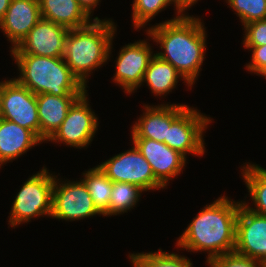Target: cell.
I'll return each mask as SVG.
<instances>
[{
	"label": "cell",
	"instance_id": "1",
	"mask_svg": "<svg viewBox=\"0 0 266 267\" xmlns=\"http://www.w3.org/2000/svg\"><path fill=\"white\" fill-rule=\"evenodd\" d=\"M199 17H173L146 31L153 42L160 44L155 53L161 60L170 63L191 85L199 76L206 52V27Z\"/></svg>",
	"mask_w": 266,
	"mask_h": 267
},
{
	"label": "cell",
	"instance_id": "2",
	"mask_svg": "<svg viewBox=\"0 0 266 267\" xmlns=\"http://www.w3.org/2000/svg\"><path fill=\"white\" fill-rule=\"evenodd\" d=\"M241 203L224 195L207 204L178 238L177 247L188 252H208L206 263L217 256L234 252Z\"/></svg>",
	"mask_w": 266,
	"mask_h": 267
},
{
	"label": "cell",
	"instance_id": "3",
	"mask_svg": "<svg viewBox=\"0 0 266 267\" xmlns=\"http://www.w3.org/2000/svg\"><path fill=\"white\" fill-rule=\"evenodd\" d=\"M116 27L112 19H100L69 30L63 58L85 87L92 71L109 61Z\"/></svg>",
	"mask_w": 266,
	"mask_h": 267
},
{
	"label": "cell",
	"instance_id": "4",
	"mask_svg": "<svg viewBox=\"0 0 266 267\" xmlns=\"http://www.w3.org/2000/svg\"><path fill=\"white\" fill-rule=\"evenodd\" d=\"M20 75L14 78L33 94L81 97L86 87L72 73L63 57H42L33 54H11Z\"/></svg>",
	"mask_w": 266,
	"mask_h": 267
},
{
	"label": "cell",
	"instance_id": "5",
	"mask_svg": "<svg viewBox=\"0 0 266 267\" xmlns=\"http://www.w3.org/2000/svg\"><path fill=\"white\" fill-rule=\"evenodd\" d=\"M43 167L23 183L13 200L8 222L14 229L34 217H51L55 175Z\"/></svg>",
	"mask_w": 266,
	"mask_h": 267
},
{
	"label": "cell",
	"instance_id": "6",
	"mask_svg": "<svg viewBox=\"0 0 266 267\" xmlns=\"http://www.w3.org/2000/svg\"><path fill=\"white\" fill-rule=\"evenodd\" d=\"M98 167L112 182H126L143 191L161 190L165 187L155 178L152 167L133 144L130 150L119 153Z\"/></svg>",
	"mask_w": 266,
	"mask_h": 267
},
{
	"label": "cell",
	"instance_id": "7",
	"mask_svg": "<svg viewBox=\"0 0 266 267\" xmlns=\"http://www.w3.org/2000/svg\"><path fill=\"white\" fill-rule=\"evenodd\" d=\"M87 92L73 103L60 127L47 141L64 143L68 147L78 149L90 145L98 130L99 122L91 109Z\"/></svg>",
	"mask_w": 266,
	"mask_h": 267
},
{
	"label": "cell",
	"instance_id": "8",
	"mask_svg": "<svg viewBox=\"0 0 266 267\" xmlns=\"http://www.w3.org/2000/svg\"><path fill=\"white\" fill-rule=\"evenodd\" d=\"M213 120L194 107H187L170 125L167 139L164 143L180 152L187 158V154L202 156L205 153L203 139L207 126Z\"/></svg>",
	"mask_w": 266,
	"mask_h": 267
},
{
	"label": "cell",
	"instance_id": "9",
	"mask_svg": "<svg viewBox=\"0 0 266 267\" xmlns=\"http://www.w3.org/2000/svg\"><path fill=\"white\" fill-rule=\"evenodd\" d=\"M53 184L52 214L58 220L75 221L103 215L89 194L85 183L79 181H61L56 179ZM60 180V181H59Z\"/></svg>",
	"mask_w": 266,
	"mask_h": 267
},
{
	"label": "cell",
	"instance_id": "10",
	"mask_svg": "<svg viewBox=\"0 0 266 267\" xmlns=\"http://www.w3.org/2000/svg\"><path fill=\"white\" fill-rule=\"evenodd\" d=\"M0 118L29 129L40 138L36 94L14 78L1 81Z\"/></svg>",
	"mask_w": 266,
	"mask_h": 267
},
{
	"label": "cell",
	"instance_id": "11",
	"mask_svg": "<svg viewBox=\"0 0 266 267\" xmlns=\"http://www.w3.org/2000/svg\"><path fill=\"white\" fill-rule=\"evenodd\" d=\"M154 55L147 39L126 44L116 57L113 82L122 87L126 94L134 93L141 87L145 71Z\"/></svg>",
	"mask_w": 266,
	"mask_h": 267
},
{
	"label": "cell",
	"instance_id": "12",
	"mask_svg": "<svg viewBox=\"0 0 266 267\" xmlns=\"http://www.w3.org/2000/svg\"><path fill=\"white\" fill-rule=\"evenodd\" d=\"M69 29L41 18L11 54L63 57Z\"/></svg>",
	"mask_w": 266,
	"mask_h": 267
},
{
	"label": "cell",
	"instance_id": "13",
	"mask_svg": "<svg viewBox=\"0 0 266 267\" xmlns=\"http://www.w3.org/2000/svg\"><path fill=\"white\" fill-rule=\"evenodd\" d=\"M239 255L266 261V216L257 214L240 204L236 221V244Z\"/></svg>",
	"mask_w": 266,
	"mask_h": 267
},
{
	"label": "cell",
	"instance_id": "14",
	"mask_svg": "<svg viewBox=\"0 0 266 267\" xmlns=\"http://www.w3.org/2000/svg\"><path fill=\"white\" fill-rule=\"evenodd\" d=\"M133 144L152 167L155 178L166 188L169 180L180 175L186 157L165 143L148 138H132Z\"/></svg>",
	"mask_w": 266,
	"mask_h": 267
},
{
	"label": "cell",
	"instance_id": "15",
	"mask_svg": "<svg viewBox=\"0 0 266 267\" xmlns=\"http://www.w3.org/2000/svg\"><path fill=\"white\" fill-rule=\"evenodd\" d=\"M144 111L131 127V138H148L161 143L171 123L188 107L185 104L143 105Z\"/></svg>",
	"mask_w": 266,
	"mask_h": 267
},
{
	"label": "cell",
	"instance_id": "16",
	"mask_svg": "<svg viewBox=\"0 0 266 267\" xmlns=\"http://www.w3.org/2000/svg\"><path fill=\"white\" fill-rule=\"evenodd\" d=\"M41 19L39 0H11L0 29L14 49Z\"/></svg>",
	"mask_w": 266,
	"mask_h": 267
},
{
	"label": "cell",
	"instance_id": "17",
	"mask_svg": "<svg viewBox=\"0 0 266 267\" xmlns=\"http://www.w3.org/2000/svg\"><path fill=\"white\" fill-rule=\"evenodd\" d=\"M43 141L31 130L0 118V168Z\"/></svg>",
	"mask_w": 266,
	"mask_h": 267
},
{
	"label": "cell",
	"instance_id": "18",
	"mask_svg": "<svg viewBox=\"0 0 266 267\" xmlns=\"http://www.w3.org/2000/svg\"><path fill=\"white\" fill-rule=\"evenodd\" d=\"M41 18L52 21L69 30L89 25L99 17H91L79 5L78 0H39Z\"/></svg>",
	"mask_w": 266,
	"mask_h": 267
},
{
	"label": "cell",
	"instance_id": "19",
	"mask_svg": "<svg viewBox=\"0 0 266 267\" xmlns=\"http://www.w3.org/2000/svg\"><path fill=\"white\" fill-rule=\"evenodd\" d=\"M79 97H62L51 94L36 95L40 123V139L44 142L54 134L66 118L69 108Z\"/></svg>",
	"mask_w": 266,
	"mask_h": 267
},
{
	"label": "cell",
	"instance_id": "20",
	"mask_svg": "<svg viewBox=\"0 0 266 267\" xmlns=\"http://www.w3.org/2000/svg\"><path fill=\"white\" fill-rule=\"evenodd\" d=\"M178 79H183L187 87L192 86L180 75V73L168 62L161 60L157 55L150 60L145 71L143 83L151 90L155 96H166L172 92L178 83Z\"/></svg>",
	"mask_w": 266,
	"mask_h": 267
},
{
	"label": "cell",
	"instance_id": "21",
	"mask_svg": "<svg viewBox=\"0 0 266 267\" xmlns=\"http://www.w3.org/2000/svg\"><path fill=\"white\" fill-rule=\"evenodd\" d=\"M240 168L254 208L246 201L241 202L251 211L266 216V169L254 163L248 164V162Z\"/></svg>",
	"mask_w": 266,
	"mask_h": 267
},
{
	"label": "cell",
	"instance_id": "22",
	"mask_svg": "<svg viewBox=\"0 0 266 267\" xmlns=\"http://www.w3.org/2000/svg\"><path fill=\"white\" fill-rule=\"evenodd\" d=\"M84 177L81 179L94 202L97 209L103 214L109 207L112 193V181L97 166L83 172Z\"/></svg>",
	"mask_w": 266,
	"mask_h": 267
},
{
	"label": "cell",
	"instance_id": "23",
	"mask_svg": "<svg viewBox=\"0 0 266 267\" xmlns=\"http://www.w3.org/2000/svg\"><path fill=\"white\" fill-rule=\"evenodd\" d=\"M142 192L144 191L136 185L126 182H112L109 207L103 216H116L134 209L133 207H136Z\"/></svg>",
	"mask_w": 266,
	"mask_h": 267
},
{
	"label": "cell",
	"instance_id": "24",
	"mask_svg": "<svg viewBox=\"0 0 266 267\" xmlns=\"http://www.w3.org/2000/svg\"><path fill=\"white\" fill-rule=\"evenodd\" d=\"M133 267H193L191 260L177 253L156 252L129 253Z\"/></svg>",
	"mask_w": 266,
	"mask_h": 267
},
{
	"label": "cell",
	"instance_id": "25",
	"mask_svg": "<svg viewBox=\"0 0 266 267\" xmlns=\"http://www.w3.org/2000/svg\"><path fill=\"white\" fill-rule=\"evenodd\" d=\"M174 4L176 17L187 15L177 4L176 0H133L132 23L135 29L145 28L147 22L152 20L167 6Z\"/></svg>",
	"mask_w": 266,
	"mask_h": 267
},
{
	"label": "cell",
	"instance_id": "26",
	"mask_svg": "<svg viewBox=\"0 0 266 267\" xmlns=\"http://www.w3.org/2000/svg\"><path fill=\"white\" fill-rule=\"evenodd\" d=\"M228 6L236 12L242 26L266 19V0H226Z\"/></svg>",
	"mask_w": 266,
	"mask_h": 267
},
{
	"label": "cell",
	"instance_id": "27",
	"mask_svg": "<svg viewBox=\"0 0 266 267\" xmlns=\"http://www.w3.org/2000/svg\"><path fill=\"white\" fill-rule=\"evenodd\" d=\"M210 267H264V262L231 252L213 258Z\"/></svg>",
	"mask_w": 266,
	"mask_h": 267
},
{
	"label": "cell",
	"instance_id": "28",
	"mask_svg": "<svg viewBox=\"0 0 266 267\" xmlns=\"http://www.w3.org/2000/svg\"><path fill=\"white\" fill-rule=\"evenodd\" d=\"M243 46H261L266 44V19L244 25Z\"/></svg>",
	"mask_w": 266,
	"mask_h": 267
},
{
	"label": "cell",
	"instance_id": "29",
	"mask_svg": "<svg viewBox=\"0 0 266 267\" xmlns=\"http://www.w3.org/2000/svg\"><path fill=\"white\" fill-rule=\"evenodd\" d=\"M243 47L252 51L251 61L246 64V69L251 73L263 76L266 73V44Z\"/></svg>",
	"mask_w": 266,
	"mask_h": 267
},
{
	"label": "cell",
	"instance_id": "30",
	"mask_svg": "<svg viewBox=\"0 0 266 267\" xmlns=\"http://www.w3.org/2000/svg\"><path fill=\"white\" fill-rule=\"evenodd\" d=\"M100 0H78L79 5L84 9V11L91 17V13H94V8L99 5Z\"/></svg>",
	"mask_w": 266,
	"mask_h": 267
},
{
	"label": "cell",
	"instance_id": "31",
	"mask_svg": "<svg viewBox=\"0 0 266 267\" xmlns=\"http://www.w3.org/2000/svg\"><path fill=\"white\" fill-rule=\"evenodd\" d=\"M198 0H176V4L185 12L191 8Z\"/></svg>",
	"mask_w": 266,
	"mask_h": 267
},
{
	"label": "cell",
	"instance_id": "32",
	"mask_svg": "<svg viewBox=\"0 0 266 267\" xmlns=\"http://www.w3.org/2000/svg\"><path fill=\"white\" fill-rule=\"evenodd\" d=\"M10 3L11 0H0V21L4 18Z\"/></svg>",
	"mask_w": 266,
	"mask_h": 267
}]
</instances>
